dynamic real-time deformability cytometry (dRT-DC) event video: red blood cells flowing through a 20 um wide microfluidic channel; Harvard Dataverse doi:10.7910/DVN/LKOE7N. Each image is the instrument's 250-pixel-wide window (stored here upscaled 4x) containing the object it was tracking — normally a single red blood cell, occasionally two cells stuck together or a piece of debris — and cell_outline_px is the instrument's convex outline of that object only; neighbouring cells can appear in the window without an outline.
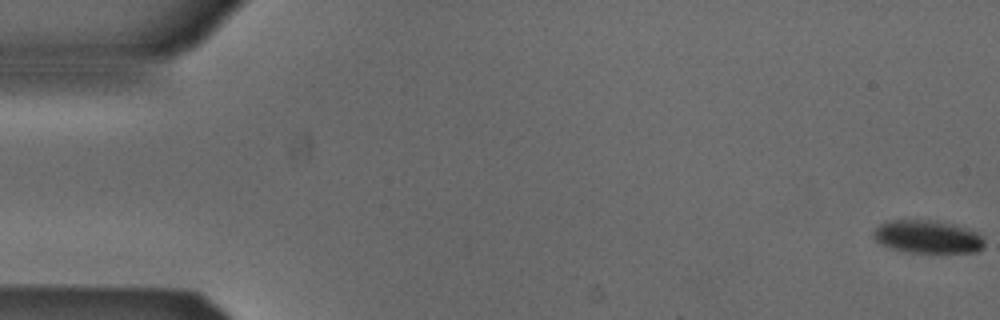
{"species": "Egyptian fruit bat (a non-hibernating species)", "species_latin": "Rousettus aegyptiacus", "temperature_condition": "cold", "stored_images_in_passage": 54, "camera_frame_rate_fps": 3000, "um_per_image_px": 0.085, "animal": {"sex": "male"}, "frame": {"image": 1, "passage_image": 1, "time_ms": 0.0, "image_size_px": [1000, 320], "cell_outline_px": [[984, 248], [976, 252], [908, 252], [892, 248], [880, 244], [872, 236], [872, 232], [880, 224], [888, 220], [936, 220], [952, 224], [976, 232], [984, 240]], "centroid_in_image_um": [78.81, 20.12], "position_along_channel_um": 6.2, "area_um2": 21.21}}
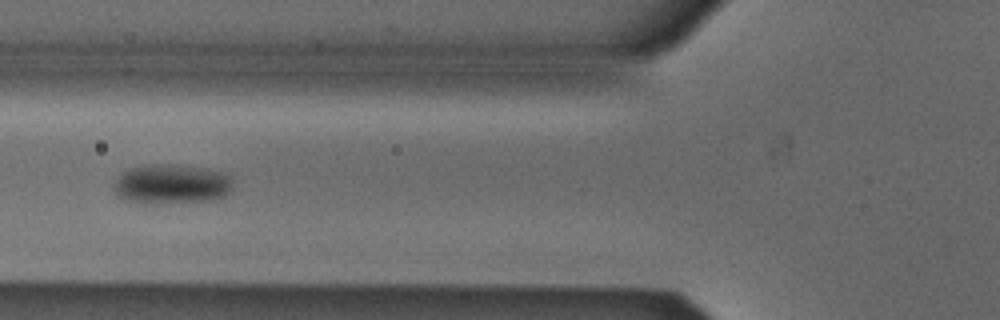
{"frame": {"image": 2, "passage_image": 21, "time_ms": 6.667, "image_size_px": [1000, 320], "cell_outline_px": [[232, 188], [224, 196], [212, 200], [128, 200], [120, 196], [116, 192], [112, 184], [128, 168], [144, 164], [176, 164], [204, 168], [224, 172], [232, 176]], "centroid_in_image_um": [14.64, 15.56], "position_along_channel_um": 111.2, "area_um2": 26.47}}
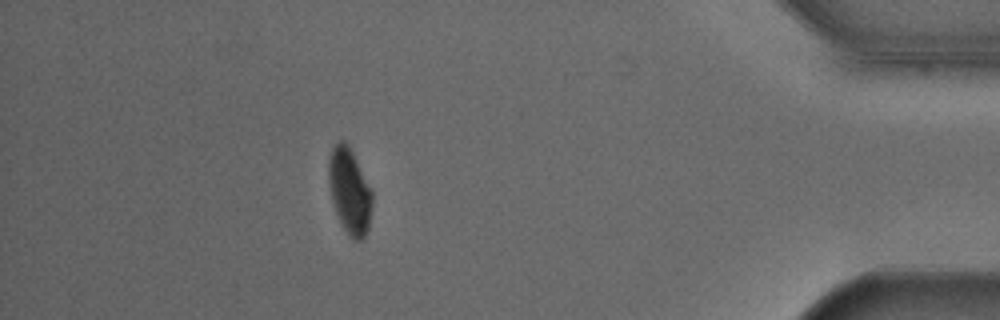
{"frame": {"image": 3, "passage_image": 48, "time_ms": 15.667, "image_size_px": [1000, 320], "cell_outline_px": [[372, 208], [368, 228], [364, 236], [360, 240], [356, 240], [348, 236], [336, 212], [332, 200], [328, 184], [328, 164], [332, 148], [340, 140], [344, 140], [348, 144], [372, 192]], "centroid_in_image_um": [29.7, 16.24], "position_along_channel_um": 405.5, "area_um2": 21.39}, "authors_computed_cell_mechanics": {"area_um2": 23.9581, "velocity_mm_per_s": 3.8471, "shape_relaxation_time_tau1_ms": 4.7495, "shape_relaxation_time_tau2_ms": null, "deformation_change_tau1": 0.0829, "deformation_change_tau2": null}}